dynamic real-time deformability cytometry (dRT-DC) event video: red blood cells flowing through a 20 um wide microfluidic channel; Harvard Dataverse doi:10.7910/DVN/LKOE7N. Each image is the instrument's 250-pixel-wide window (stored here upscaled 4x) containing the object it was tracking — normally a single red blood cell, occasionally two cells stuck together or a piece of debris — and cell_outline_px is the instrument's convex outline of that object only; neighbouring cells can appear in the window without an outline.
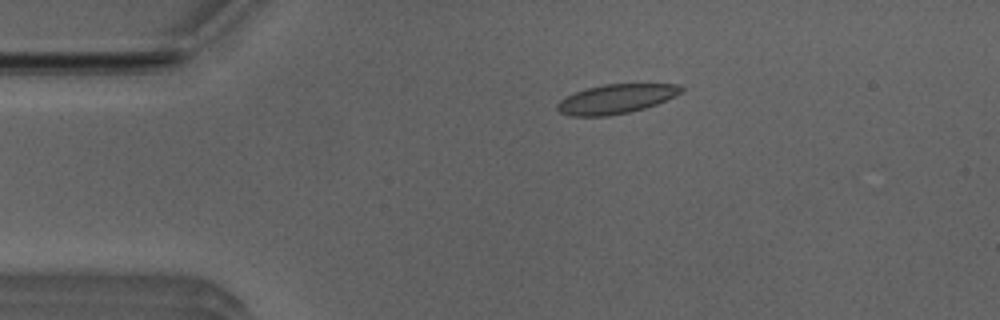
{"species": "Egyptian fruit bat (a non-hibernating species)", "species_latin": "Rousettus aegyptiacus", "temperature_condition": "room temperature", "stored_images_in_passage": 14, "camera_frame_rate_fps": 3000, "um_per_image_px": 0.085, "animal": {"sex": "male"}, "frame": {"image": 1, "passage_image": 10, "time_ms": 3.0, "image_size_px": [1000, 320], "cell_outline_px": [[684, 88], [676, 96], [656, 104], [644, 108], [628, 112], [608, 116], [568, 116], [560, 112], [556, 108], [556, 104], [560, 100], [576, 92], [588, 88], [604, 84], [680, 84]], "centroid_in_image_um": [52.36, 8.41], "position_along_channel_um": 32.6, "area_um2": 21.04}}